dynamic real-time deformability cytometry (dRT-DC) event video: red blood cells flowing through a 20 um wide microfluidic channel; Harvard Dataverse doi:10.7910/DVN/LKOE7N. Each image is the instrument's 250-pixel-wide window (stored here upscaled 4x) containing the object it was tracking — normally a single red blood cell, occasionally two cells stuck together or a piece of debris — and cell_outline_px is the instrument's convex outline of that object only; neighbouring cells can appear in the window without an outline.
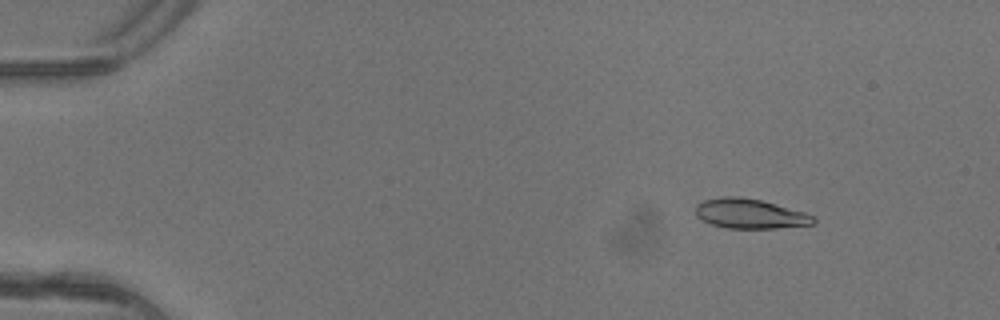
{"species": "common noctule bat (a hibernating species)", "species_latin": "Nyctalus noctula", "temperature_condition": "warm", "stored_images_in_passage": 3, "camera_frame_rate_fps": 3000, "um_per_image_px": 0.085, "animal": {"sex": "female"}, "frame": {"image": 1, "passage_image": 1, "time_ms": 0.0, "image_size_px": [1000, 320], "cell_outline_px": [[816, 220], [812, 224], [776, 228], [728, 228], [712, 224], [696, 216], [696, 204], [704, 200], [724, 196], [740, 196], [760, 200], [804, 212], [816, 216]], "centroid_in_image_um": [63.75, 18.16], "position_along_channel_um": 21.3, "area_um2": 20.23}}
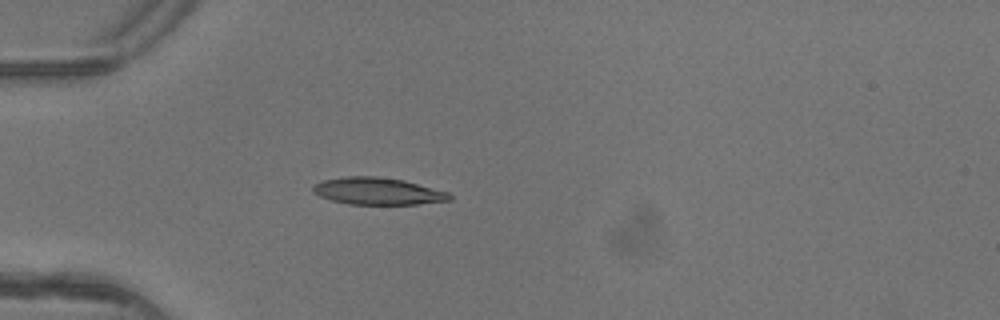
{"frame": {"image": 2, "passage_image": 3, "time_ms": 0.667, "image_size_px": [1000, 320], "cell_outline_px": [[452, 200], [416, 204], [348, 204], [332, 200], [320, 196], [312, 192], [312, 184], [324, 180], [348, 176], [376, 176], [404, 180], [448, 192], [452, 196]], "centroid_in_image_um": [32.09, 16.25], "position_along_channel_um": 52.9, "area_um2": 21.5}}